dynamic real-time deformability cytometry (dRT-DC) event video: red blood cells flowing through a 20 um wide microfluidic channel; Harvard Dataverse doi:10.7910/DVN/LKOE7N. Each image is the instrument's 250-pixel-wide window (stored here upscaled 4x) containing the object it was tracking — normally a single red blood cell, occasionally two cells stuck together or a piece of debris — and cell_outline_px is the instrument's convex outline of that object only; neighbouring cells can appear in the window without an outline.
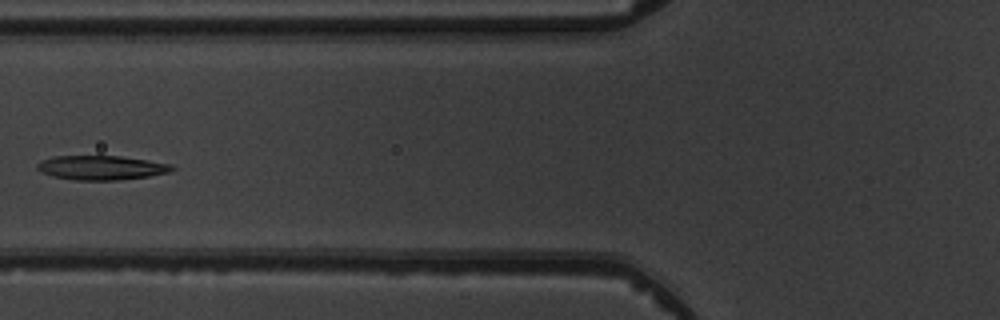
{"species": "common noctule bat (a hibernating species)", "species_latin": "Nyctalus noctula", "temperature_condition": "warm", "stored_images_in_passage": 5, "camera_frame_rate_fps": 3000, "um_per_image_px": 0.085, "animal": {"sex": "male", "body_mass_g": 19.5, "forearm_length_mm": 54.6}, "frame": {"image": 1, "passage_image": 4, "time_ms": 3.667, "image_size_px": [1000, 320], "cell_outline_px": [[176, 168], [168, 172], [148, 176], [116, 180], [76, 180], [52, 176], [40, 172], [36, 168], [36, 164], [52, 156], [120, 156], [172, 164]], "centroid_in_image_um": [8.59, 14.25], "position_along_channel_um": 117.2, "area_um2": 18.96}}
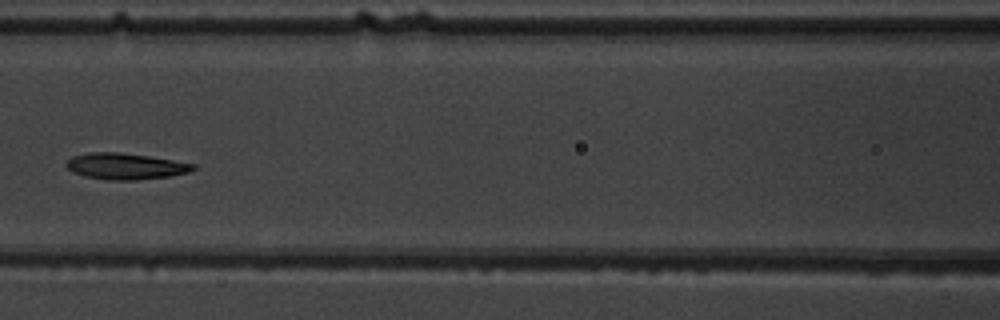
{"frame": {"image": 2, "passage_image": 5, "time_ms": 4.667, "image_size_px": [1000, 320], "cell_outline_px": [[196, 168], [188, 172], [172, 176], [136, 180], [108, 180], [84, 176], [72, 172], [64, 164], [72, 156], [88, 152], [120, 152], [148, 156], [196, 164]], "centroid_in_image_um": [10.64, 14.13], "position_along_channel_um": 156.0, "area_um2": 19.48}}